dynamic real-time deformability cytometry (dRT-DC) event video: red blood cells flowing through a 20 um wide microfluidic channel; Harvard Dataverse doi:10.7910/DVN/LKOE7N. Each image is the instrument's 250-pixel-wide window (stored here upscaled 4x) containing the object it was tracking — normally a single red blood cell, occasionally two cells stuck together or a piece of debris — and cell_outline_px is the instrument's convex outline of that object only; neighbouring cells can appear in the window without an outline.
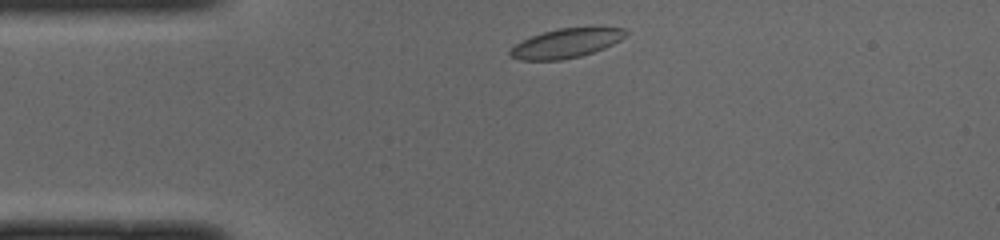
{"species": "common noctule bat (a hibernating species)", "species_latin": "Nyctalus noctula", "temperature_condition": "cold", "stored_images_in_passage": 40, "camera_frame_rate_fps": 3000, "um_per_image_px": 0.085, "animal": {"sex": "male", "body_mass_g": 19.0, "forearm_length_mm": 50.8}, "frame": {"image": 1, "passage_image": 1, "time_ms": 0.0, "image_size_px": [1000, 240], "cell_outline_px": [[628, 32], [620, 40], [604, 48], [580, 56], [560, 60], [520, 60], [508, 56], [508, 52], [516, 44], [532, 36], [556, 28], [624, 28]], "centroid_in_image_um": [48.08, 3.69], "position_along_channel_um": 36.9, "area_um2": 19.36}}
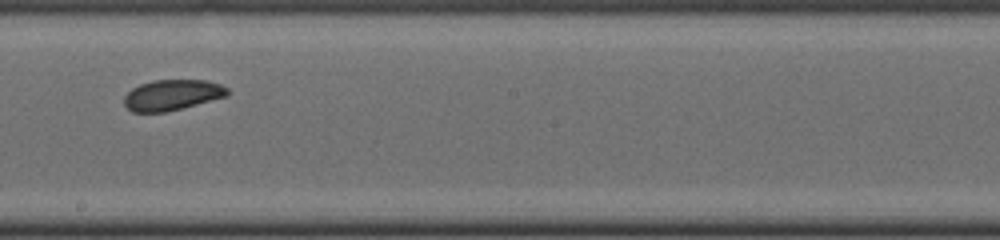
{"frame": {"image": 2, "passage_image": 18, "time_ms": 5.667, "image_size_px": [1000, 240], "cell_outline_px": [[228, 96], [164, 112], [132, 112], [124, 104], [124, 96], [132, 88], [140, 84], [152, 80], [208, 80], [220, 84], [228, 88]], "centroid_in_image_um": [14.62, 8.06], "position_along_channel_um": 233.6, "area_um2": 18.38}}
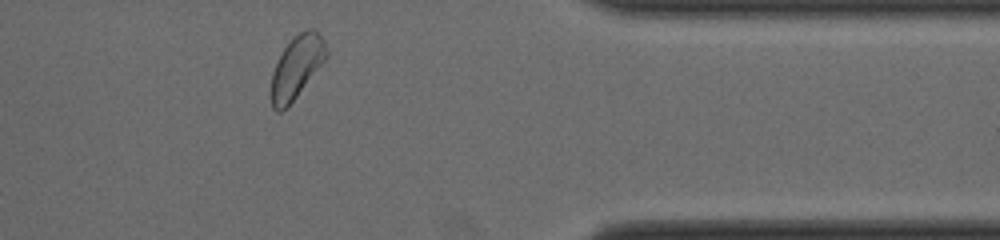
{"frame": {"image": 3, "passage_image": 31, "time_ms": 10.0, "image_size_px": [1000, 240], "cell_outline_px": [[328, 56], [296, 96], [280, 112], [276, 112], [272, 108], [268, 92], [272, 72], [284, 48], [300, 32], [308, 28], [316, 28], [324, 40], [328, 52]], "centroid_in_image_um": [25.19, 5.71], "position_along_channel_um": 386.2, "area_um2": 20.06}, "authors_computed_cell_mechanics": {"area_um2": 19.2763, "velocity_mm_per_s": 3.9699, "shape_relaxation_time_tau1_ms": 7.0737, "shape_relaxation_time_tau2_ms": 2.2025, "deformation_change_tau1": 0.1063, "deformation_change_tau2": 0.05}}